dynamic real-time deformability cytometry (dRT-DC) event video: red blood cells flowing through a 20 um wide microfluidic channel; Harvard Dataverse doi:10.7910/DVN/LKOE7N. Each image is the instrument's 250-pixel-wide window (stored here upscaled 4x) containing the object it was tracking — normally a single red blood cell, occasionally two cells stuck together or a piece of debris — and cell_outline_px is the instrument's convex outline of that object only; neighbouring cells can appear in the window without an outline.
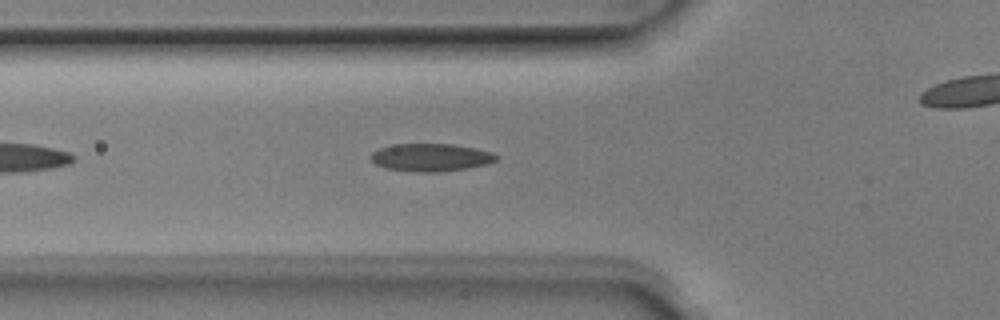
{"species": "Egyptian fruit bat (a non-hibernating species)", "species_latin": "Rousettus aegyptiacus", "temperature_condition": "room temperature", "stored_images_in_passage": 12, "camera_frame_rate_fps": 3000, "um_per_image_px": 0.085, "animal": {"sex": "male"}, "frame": {"image": 1, "passage_image": 6, "time_ms": 1.667, "image_size_px": [1000, 320], "cell_outline_px": [[500, 156], [496, 160], [484, 164], [464, 168], [436, 172], [416, 172], [384, 168], [376, 164], [368, 156], [372, 152], [380, 148], [396, 144], [452, 144], [476, 148], [492, 152]], "centroid_in_image_um": [36.59, 13.37], "position_along_channel_um": 89.2, "area_um2": 20.17}}
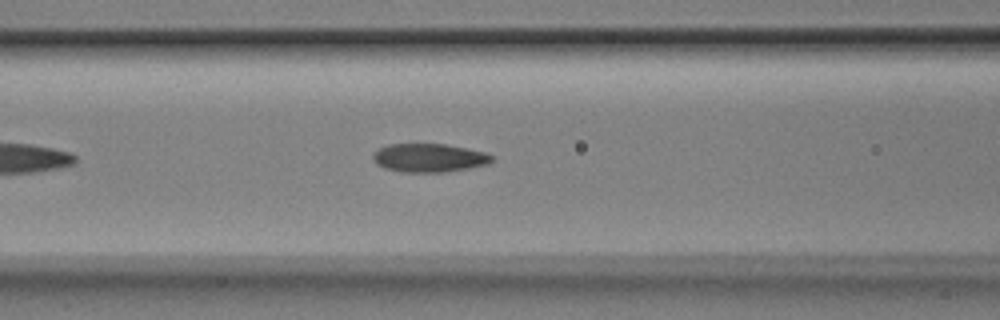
{"frame": {"image": 2, "passage_image": 9, "time_ms": 2.667, "image_size_px": [1000, 320], "cell_outline_px": [[492, 160], [488, 164], [468, 168], [444, 172], [400, 172], [384, 168], [376, 164], [372, 156], [380, 148], [388, 144], [444, 144], [484, 152], [492, 156]], "centroid_in_image_um": [36.44, 13.42], "position_along_channel_um": 130.2, "area_um2": 19.54}}